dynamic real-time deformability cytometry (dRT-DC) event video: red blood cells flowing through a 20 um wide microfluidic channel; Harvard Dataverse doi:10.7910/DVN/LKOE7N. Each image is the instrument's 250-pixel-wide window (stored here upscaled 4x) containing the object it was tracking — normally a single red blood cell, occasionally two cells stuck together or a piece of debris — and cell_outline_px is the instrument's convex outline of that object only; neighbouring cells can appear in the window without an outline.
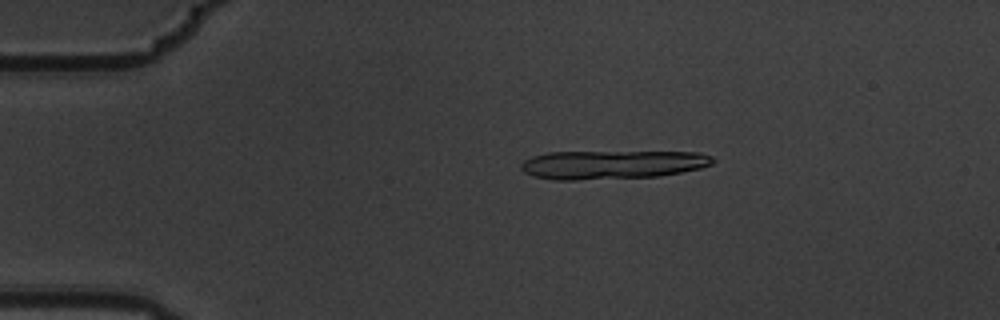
{"species": "common noctule bat (a hibernating species)", "species_latin": "Nyctalus noctula", "temperature_condition": "warm", "stored_images_in_passage": 5, "camera_frame_rate_fps": 3000, "um_per_image_px": 0.085, "animal": {"sex": "male", "body_mass_g": 19.5, "forearm_length_mm": 54.6}, "frame": {"image": 1, "passage_image": 3, "time_ms": 0.667, "image_size_px": [1000, 320], "cell_outline_px": [[716, 160], [712, 164], [700, 168], [660, 176], [576, 180], [556, 180], [532, 176], [524, 172], [520, 168], [520, 164], [524, 160], [532, 156], [548, 152], [700, 152], [712, 156]], "centroid_in_image_um": [52.02, 13.99], "position_along_channel_um": 33.0, "area_um2": 32.19}}